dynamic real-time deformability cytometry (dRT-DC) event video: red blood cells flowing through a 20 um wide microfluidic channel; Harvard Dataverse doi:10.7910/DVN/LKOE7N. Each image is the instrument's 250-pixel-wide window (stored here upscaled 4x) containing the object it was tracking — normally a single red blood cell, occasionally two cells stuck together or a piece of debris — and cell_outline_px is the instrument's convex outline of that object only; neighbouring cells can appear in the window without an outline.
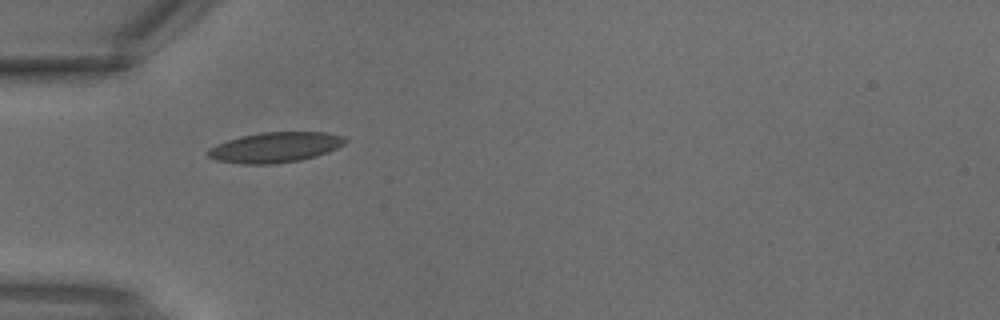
{"species": "common noctule bat (a hibernating species)", "species_latin": "Nyctalus noctula", "temperature_condition": "warm", "stored_images_in_passage": 2, "camera_frame_rate_fps": 3000, "um_per_image_px": 0.085, "animal": {"sex": "male", "body_mass_g": 18.8}, "frame": {"image": 1, "passage_image": 2, "time_ms": 0.333, "image_size_px": [1000, 320], "cell_outline_px": [[348, 140], [344, 144], [328, 152], [316, 156], [300, 160], [276, 164], [240, 164], [216, 160], [208, 156], [204, 152], [208, 148], [216, 144], [240, 136], [260, 132], [328, 132], [344, 136]], "centroid_in_image_um": [23.37, 12.52], "position_along_channel_um": 61.6, "area_um2": 24.51}}